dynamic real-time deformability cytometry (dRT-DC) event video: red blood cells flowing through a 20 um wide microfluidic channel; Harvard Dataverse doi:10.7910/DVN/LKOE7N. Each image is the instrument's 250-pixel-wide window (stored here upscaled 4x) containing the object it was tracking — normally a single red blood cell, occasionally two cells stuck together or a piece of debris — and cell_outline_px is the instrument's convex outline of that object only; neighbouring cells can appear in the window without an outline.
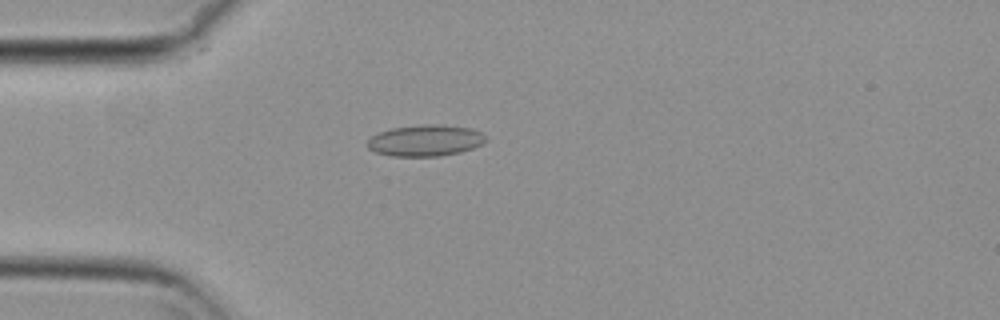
{"species": "common noctule bat (a hibernating species)", "species_latin": "Nyctalus noctula", "temperature_condition": "cold", "stored_images_in_passage": 42, "camera_frame_rate_fps": 3000, "um_per_image_px": 0.085, "animal": {"sex": "female", "body_mass_g": 29.2, "forearm_length_mm": 56.3}, "frame": {"image": 1, "passage_image": 4, "time_ms": 1.0, "image_size_px": [1000, 320], "cell_outline_px": [[488, 140], [472, 148], [460, 152], [440, 156], [392, 156], [376, 152], [368, 148], [364, 144], [372, 136], [380, 132], [392, 128], [424, 124], [440, 124], [472, 128], [480, 132]], "centroid_in_image_um": [36.14, 11.94], "position_along_channel_um": 48.9, "area_um2": 21.62}}
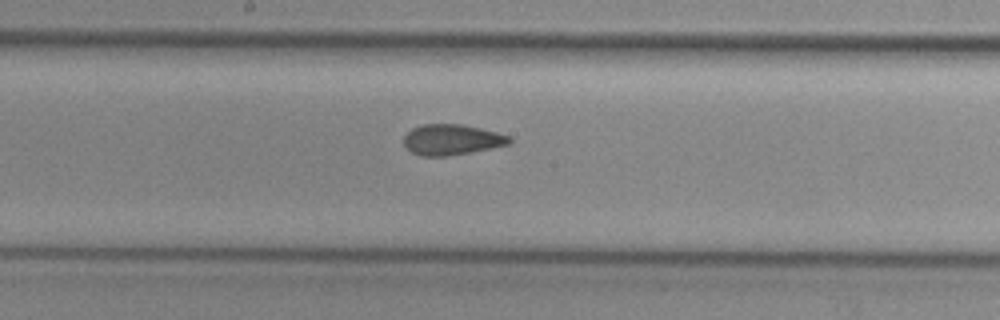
{"frame": {"image": 2, "passage_image": 18, "time_ms": 5.667, "image_size_px": [1000, 320], "cell_outline_px": [[512, 140], [508, 144], [472, 152], [444, 156], [420, 156], [412, 152], [404, 144], [404, 136], [412, 128], [420, 124], [464, 124], [496, 132], [508, 136]], "centroid_in_image_um": [38.37, 11.86], "position_along_channel_um": 209.8, "area_um2": 18.73}}
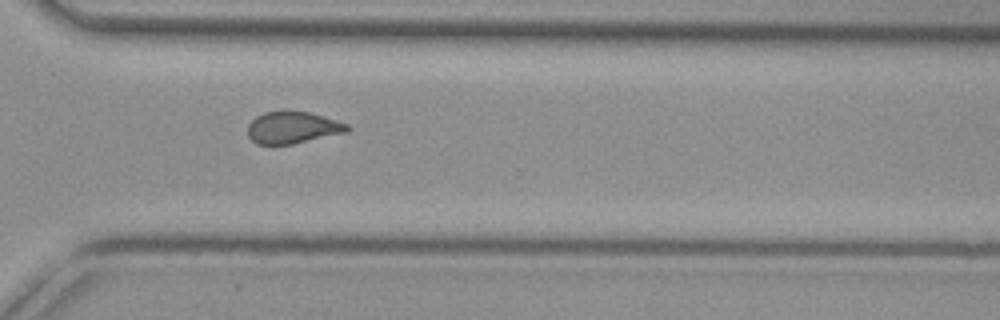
{"frame": {"image": 3, "passage_image": 29, "time_ms": 9.333, "image_size_px": [1000, 320], "cell_outline_px": [[352, 128], [348, 132], [292, 144], [256, 144], [248, 136], [248, 124], [256, 116], [264, 112], [308, 112], [336, 120], [348, 124]], "centroid_in_image_um": [24.89, 10.86], "position_along_channel_um": 345.7, "area_um2": 18.32}, "authors_computed_cell_mechanics": {"area_um2": 19.1029, "velocity_mm_per_s": 3.7107, "shape_relaxation_time_tau1_ms": null, "shape_relaxation_time_tau2_ms": 1.7753, "deformation_change_tau1": null, "deformation_change_tau2": 0.082}}